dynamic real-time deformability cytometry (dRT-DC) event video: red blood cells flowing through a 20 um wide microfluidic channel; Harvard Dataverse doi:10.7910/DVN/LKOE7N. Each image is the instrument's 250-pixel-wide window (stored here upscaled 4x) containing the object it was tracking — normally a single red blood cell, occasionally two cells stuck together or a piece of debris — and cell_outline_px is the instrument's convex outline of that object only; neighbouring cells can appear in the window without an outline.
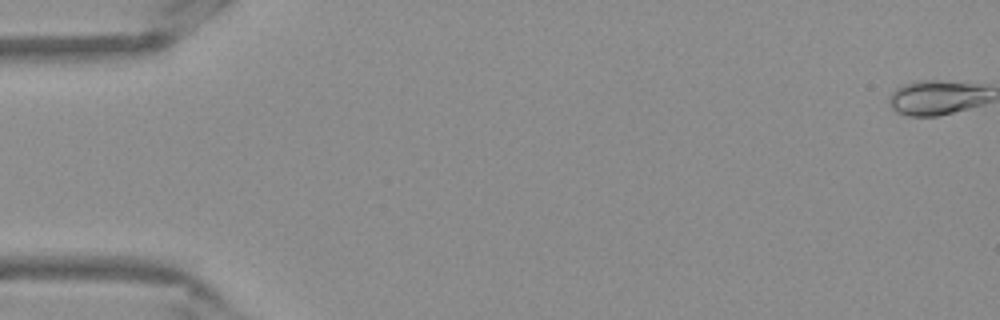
{"species": "Egyptian fruit bat (a non-hibernating species)", "species_latin": "Rousettus aegyptiacus", "temperature_condition": "warm", "stored_images_in_passage": 9, "camera_frame_rate_fps": 3000, "um_per_image_px": 0.085, "frame": {"image": 1, "passage_image": 1, "time_ms": 0.0, "image_size_px": [1000, 320], "cell_outline_px": [[980, 88], [968, 104], [960, 108], [948, 112], [924, 116], [904, 112], [900, 92], [908, 88], [920, 84], [960, 84]], "centroid_in_image_um": [79.59, 8.35], "position_along_channel_um": 5.4, "area_um2": 13.81}}